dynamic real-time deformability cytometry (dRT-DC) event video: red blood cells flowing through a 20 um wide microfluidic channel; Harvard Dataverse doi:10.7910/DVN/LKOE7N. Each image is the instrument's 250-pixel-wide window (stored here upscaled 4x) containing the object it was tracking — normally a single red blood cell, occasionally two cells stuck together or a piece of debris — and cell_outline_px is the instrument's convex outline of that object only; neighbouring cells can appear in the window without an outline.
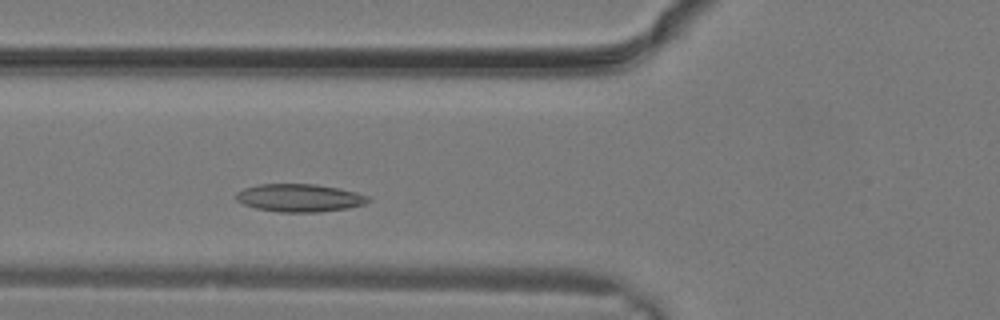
{"species": "common noctule bat (a hibernating species)", "species_latin": "Nyctalus noctula", "temperature_condition": "warm", "stored_images_in_passage": 11, "camera_frame_rate_fps": 3000, "um_per_image_px": 0.085, "animal": {"sex": "male", "body_mass_g": 19.2, "forearm_length_mm": 51.8}, "frame": {"image": 1, "passage_image": 2, "time_ms": 0.333, "image_size_px": [1000, 320], "cell_outline_px": [[372, 200], [364, 204], [348, 208], [320, 212], [280, 212], [256, 208], [244, 204], [236, 200], [236, 192], [244, 188], [256, 184], [316, 184], [340, 188], [356, 192], [368, 196]], "centroid_in_image_um": [25.47, 16.81], "position_along_channel_um": 100.3, "area_um2": 21.56}}
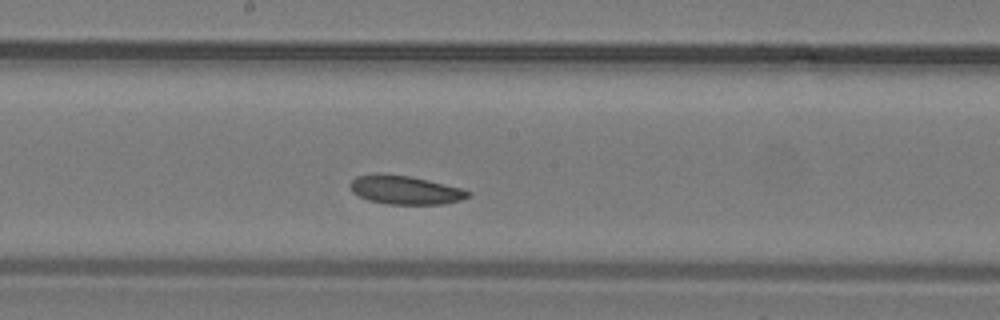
{"frame": {"image": 2, "passage_image": 7, "time_ms": 2.0, "image_size_px": [1000, 320], "cell_outline_px": [[472, 192], [464, 200], [444, 204], [388, 204], [368, 200], [356, 196], [352, 192], [348, 184], [356, 176], [376, 172], [408, 176], [460, 188]], "centroid_in_image_um": [34.37, 16.15], "position_along_channel_um": 213.8, "area_um2": 19.83}}
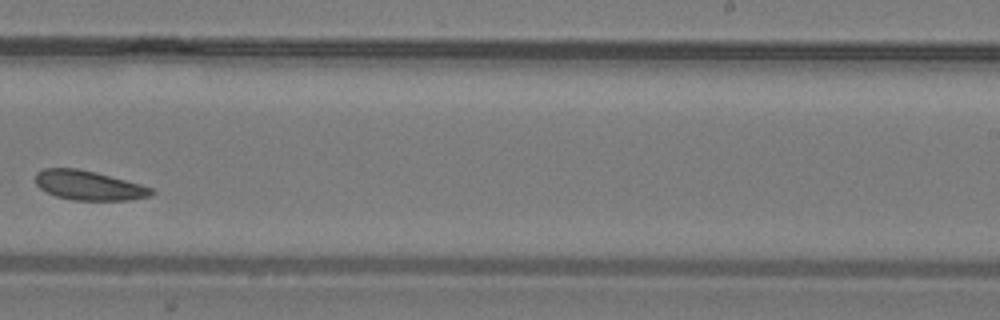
{"frame": {"image": 3, "passage_image": 10, "time_ms": 3.0, "image_size_px": [1000, 320], "cell_outline_px": [[156, 192], [152, 196], [128, 200], [72, 200], [56, 196], [40, 188], [36, 184], [36, 172], [44, 168], [76, 168], [96, 172], [140, 184], [152, 188]], "centroid_in_image_um": [7.56, 15.76], "position_along_channel_um": 281.4, "area_um2": 19.88}}